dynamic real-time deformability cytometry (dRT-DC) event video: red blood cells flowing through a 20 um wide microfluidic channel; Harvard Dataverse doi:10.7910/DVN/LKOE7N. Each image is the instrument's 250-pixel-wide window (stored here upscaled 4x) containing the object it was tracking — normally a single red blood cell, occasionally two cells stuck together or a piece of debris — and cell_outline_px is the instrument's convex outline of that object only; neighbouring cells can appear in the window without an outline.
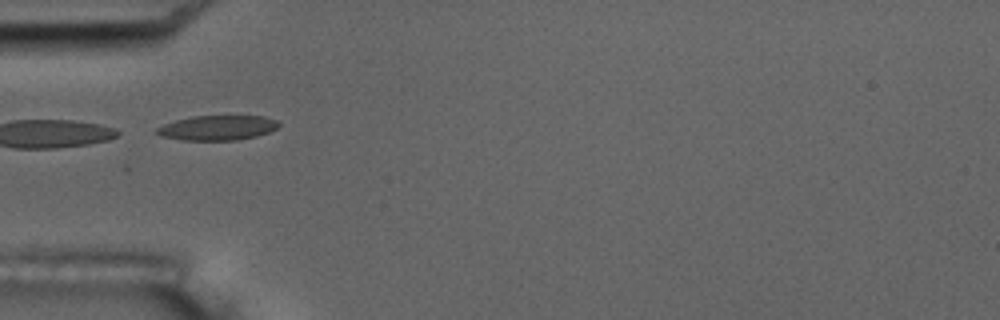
{"species": "common noctule bat (a hibernating species)", "species_latin": "Nyctalus noctula", "temperature_condition": "room temperature", "stored_images_in_passage": 8, "segment_of_instrument_passage": [2, 2], "camera_frame_rate_fps": 3000, "um_per_image_px": 0.085, "animal": {"sex": "male", "body_mass_g": 17.5, "forearm_length_mm": 52.3}, "frame": {"image": 1, "passage_image": 6, "time_ms": 6.0, "image_size_px": [1000, 320], "cell_outline_px": [[280, 124], [276, 128], [268, 132], [256, 136], [236, 140], [180, 140], [160, 136], [152, 132], [156, 128], [164, 124], [176, 120], [192, 116], [264, 116], [276, 120]], "centroid_in_image_um": [18.42, 10.86], "position_along_channel_um": 66.6, "area_um2": 17.69}}